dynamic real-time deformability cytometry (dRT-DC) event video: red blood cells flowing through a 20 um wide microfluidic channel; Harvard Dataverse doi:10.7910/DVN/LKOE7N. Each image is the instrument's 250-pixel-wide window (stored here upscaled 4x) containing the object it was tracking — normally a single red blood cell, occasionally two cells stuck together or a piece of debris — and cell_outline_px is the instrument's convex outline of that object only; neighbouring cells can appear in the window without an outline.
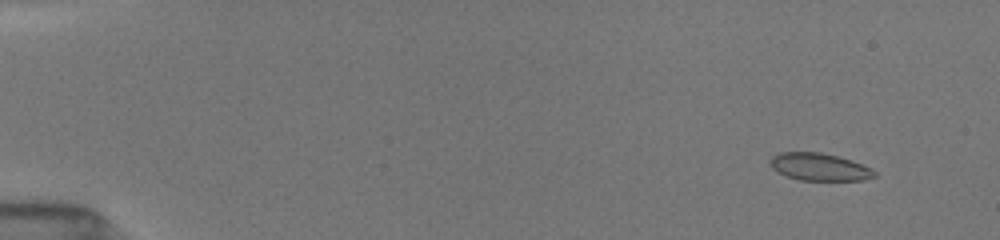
{"species": "common noctule bat (a hibernating species)", "species_latin": "Nyctalus noctula", "temperature_condition": "room temperature", "stored_images_in_passage": 34, "camera_frame_rate_fps": 3000, "um_per_image_px": 0.085, "animal": {"sex": "female", "body_mass_g": 19.5, "forearm_length_mm": 54.1}, "frame": {"image": 1, "passage_image": 4, "time_ms": 1.0, "image_size_px": [1000, 240], "cell_outline_px": [[876, 176], [864, 180], [800, 180], [788, 176], [772, 168], [772, 156], [780, 152], [820, 152], [836, 156], [860, 164], [876, 172]], "centroid_in_image_um": [69.64, 14.19], "position_along_channel_um": 15.4, "area_um2": 16.18}}
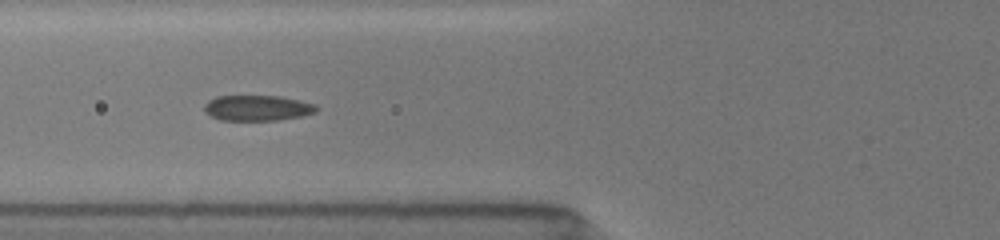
{"frame": {"image": 2, "passage_image": 20, "time_ms": 6.667, "image_size_px": [1000, 240], "cell_outline_px": [[316, 112], [300, 116], [280, 120], [220, 120], [204, 112], [204, 104], [208, 100], [216, 96], [280, 96], [300, 100], [316, 104]], "centroid_in_image_um": [21.85, 9.17], "position_along_channel_um": 103.9, "area_um2": 16.7}}
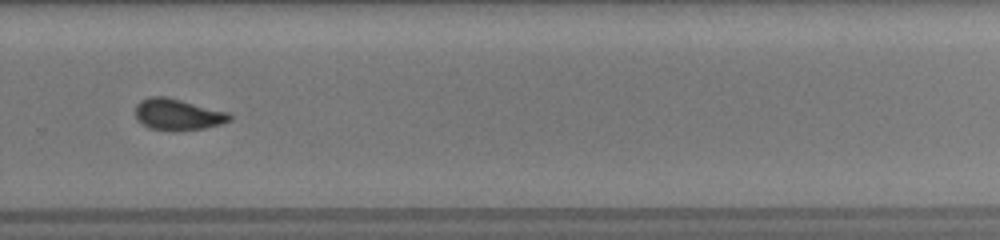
{"frame": {"image": 3, "passage_image": 33, "time_ms": 12.0, "image_size_px": [1000, 240], "cell_outline_px": [[232, 120], [220, 124], [204, 128], [148, 128], [136, 120], [136, 104], [140, 100], [148, 96], [164, 96], [228, 112], [232, 116]], "centroid_in_image_um": [15.08, 9.69], "position_along_channel_um": 314.7, "area_um2": 16.59}}